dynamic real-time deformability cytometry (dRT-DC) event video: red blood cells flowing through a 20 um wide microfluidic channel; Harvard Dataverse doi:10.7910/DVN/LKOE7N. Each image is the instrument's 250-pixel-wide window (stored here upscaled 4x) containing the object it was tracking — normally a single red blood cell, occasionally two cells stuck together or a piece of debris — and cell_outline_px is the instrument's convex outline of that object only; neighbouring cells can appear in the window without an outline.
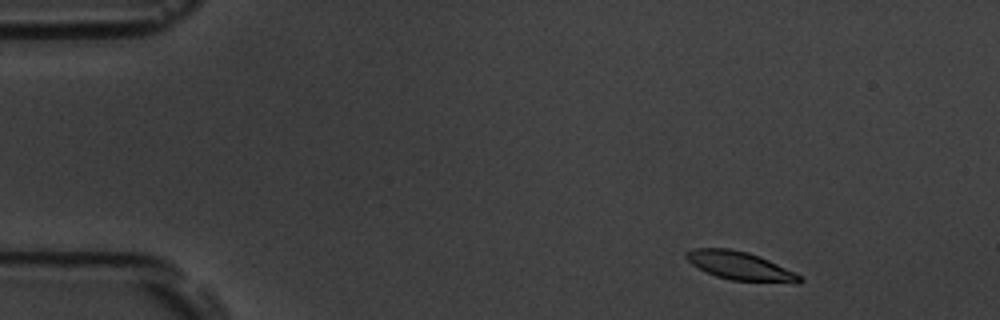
{"species": "common noctule bat (a hibernating species)", "species_latin": "Nyctalus noctula", "temperature_condition": "room temperature", "stored_images_in_passage": 52, "camera_frame_rate_fps": 3000, "um_per_image_px": 0.085, "animal": {"sex": "male", "body_mass_g": 19.5, "forearm_length_mm": 54.6}, "frame": {"image": 1, "passage_image": 2, "time_ms": 0.333, "image_size_px": [1000, 320], "cell_outline_px": [[804, 280], [800, 284], [796, 284], [732, 280], [716, 276], [692, 264], [684, 256], [684, 252], [692, 248], [728, 248], [748, 252], [768, 260], [796, 272]], "centroid_in_image_um": [62.95, 22.61], "position_along_channel_um": 22.0, "area_um2": 18.9}}
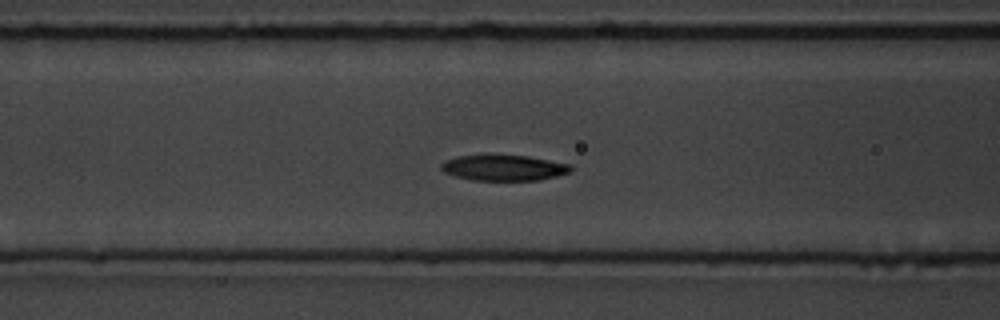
{"frame": {"image": 2, "passage_image": 18, "time_ms": 5.667, "image_size_px": [1000, 320], "cell_outline_px": [[572, 168], [568, 172], [556, 176], [540, 180], [472, 180], [456, 176], [444, 172], [440, 168], [440, 164], [456, 156], [528, 156], [572, 164]], "centroid_in_image_um": [42.84, 14.27], "position_along_channel_um": 123.8, "area_um2": 19.07}}
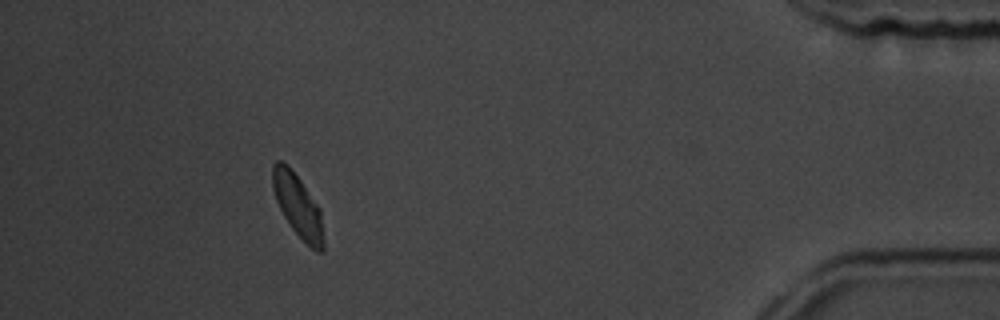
{"frame": {"image": 3, "passage_image": 47, "time_ms": 15.333, "image_size_px": [1000, 320], "cell_outline_px": [[324, 252], [316, 252], [292, 228], [284, 216], [276, 200], [272, 188], [272, 164], [276, 160], [280, 160], [300, 180], [320, 208], [324, 240]], "centroid_in_image_um": [25.32, 17.51], "position_along_channel_um": 409.9, "area_um2": 18.26}, "authors_computed_cell_mechanics": {"area_um2": 19.363, "velocity_mm_per_s": 3.5562, "shape_relaxation_time_tau1_ms": 2.1678, "shape_relaxation_time_tau2_ms": 6.051, "deformation_change_tau1": 0.1223, "deformation_change_tau2": 0.0978}}